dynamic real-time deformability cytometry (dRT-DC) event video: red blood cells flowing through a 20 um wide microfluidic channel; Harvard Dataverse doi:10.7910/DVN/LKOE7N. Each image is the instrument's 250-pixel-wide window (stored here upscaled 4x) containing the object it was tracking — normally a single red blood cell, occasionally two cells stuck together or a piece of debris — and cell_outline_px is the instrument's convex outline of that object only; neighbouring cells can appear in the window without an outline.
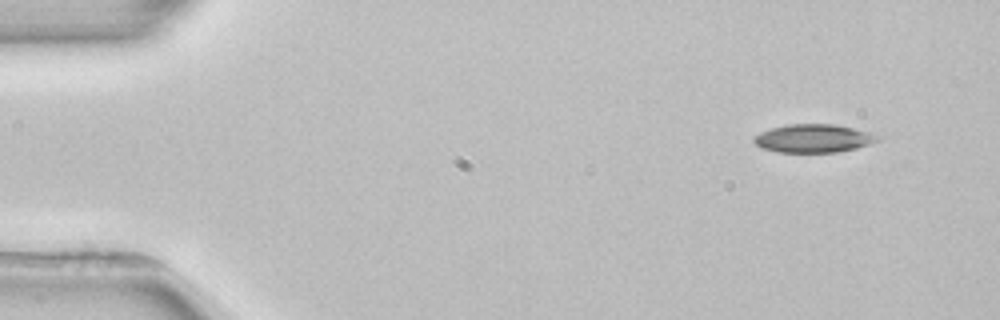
{"species": "common noctule bat (a hibernating species)", "species_latin": "Nyctalus noctula", "temperature_condition": "room temperature", "stored_images_in_passage": 4, "camera_frame_rate_fps": 3000, "um_per_image_px": 0.085, "animal": {"sex": "female", "body_mass_g": 22.7, "forearm_length_mm": 54.2}, "frame": {"image": 1, "passage_image": 1, "time_ms": 0.0, "image_size_px": [1000, 320], "cell_outline_px": [[880, 140], [856, 148], [836, 152], [776, 152], [760, 148], [752, 140], [760, 132], [772, 128], [788, 124], [832, 124], [852, 128], [868, 132], [880, 136]], "centroid_in_image_um": [69.12, 11.77], "position_along_channel_um": 15.9, "area_um2": 20.23}}
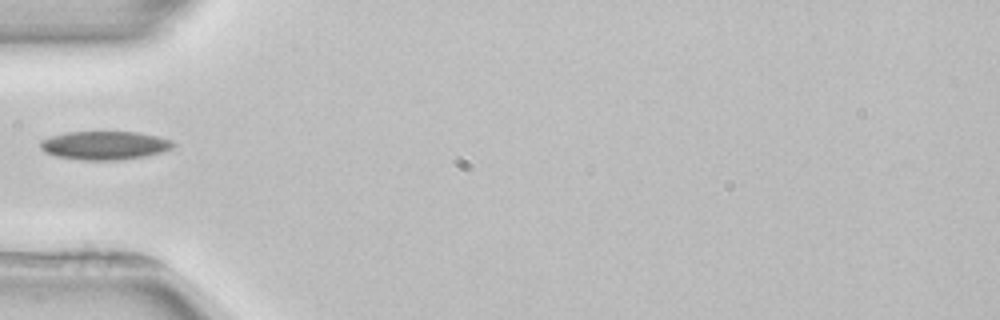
{"frame": {"image": 2, "passage_image": 4, "time_ms": 4.333, "image_size_px": [1000, 320], "cell_outline_px": [[176, 144], [172, 148], [160, 152], [144, 156], [116, 160], [84, 160], [56, 156], [44, 152], [40, 148], [40, 140], [52, 136], [68, 132], [136, 132], [156, 136], [168, 140]], "centroid_in_image_um": [8.85, 12.36], "position_along_channel_um": 76.2, "area_um2": 21.79}}